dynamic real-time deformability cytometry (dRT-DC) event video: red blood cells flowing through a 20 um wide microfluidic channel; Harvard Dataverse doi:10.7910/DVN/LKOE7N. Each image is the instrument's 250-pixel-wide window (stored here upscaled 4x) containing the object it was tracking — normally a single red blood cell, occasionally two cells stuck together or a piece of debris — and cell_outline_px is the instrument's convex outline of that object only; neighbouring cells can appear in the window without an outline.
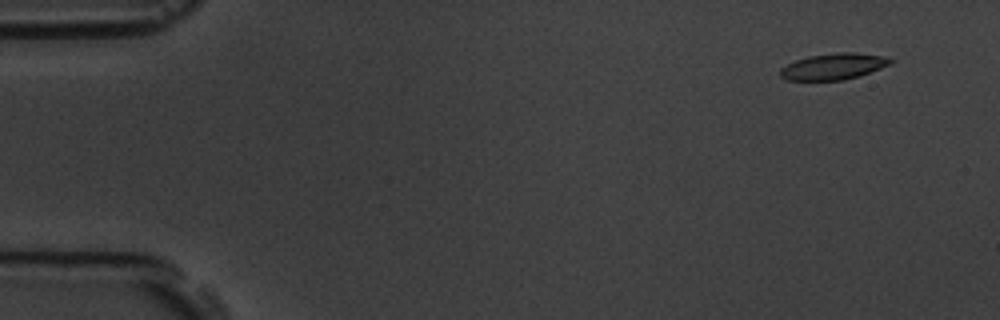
{"species": "common noctule bat (a hibernating species)", "species_latin": "Nyctalus noctula", "temperature_condition": "room temperature", "stored_images_in_passage": 5, "camera_frame_rate_fps": 3000, "um_per_image_px": 0.085, "animal": {"sex": "male", "body_mass_g": 19.5, "forearm_length_mm": 54.6}, "frame": {"image": 1, "passage_image": 2, "time_ms": 1.333, "image_size_px": [1000, 320], "cell_outline_px": [[896, 60], [892, 64], [860, 76], [844, 80], [788, 80], [780, 76], [780, 68], [796, 60], [808, 56], [836, 52], [852, 52], [888, 56]], "centroid_in_image_um": [70.92, 5.64], "position_along_channel_um": 14.1, "area_um2": 17.11}}